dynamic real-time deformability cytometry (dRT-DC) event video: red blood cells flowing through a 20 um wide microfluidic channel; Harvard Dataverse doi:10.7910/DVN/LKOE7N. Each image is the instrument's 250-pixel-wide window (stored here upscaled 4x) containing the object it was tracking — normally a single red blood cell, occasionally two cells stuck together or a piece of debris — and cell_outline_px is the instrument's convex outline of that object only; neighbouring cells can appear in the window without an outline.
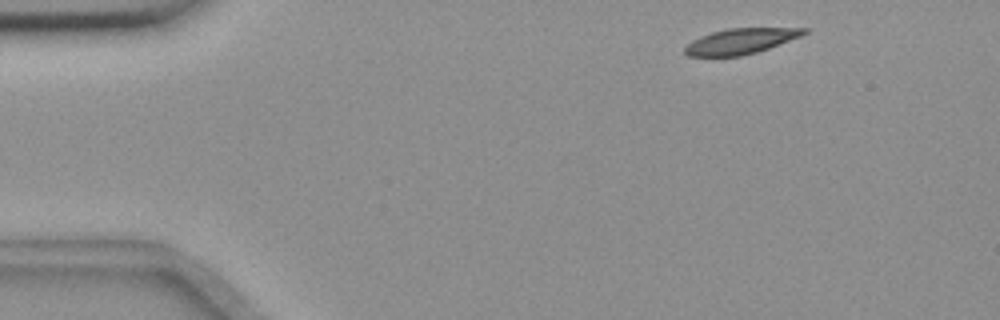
{"species": "common noctule bat (a hibernating species)", "species_latin": "Nyctalus noctula", "temperature_condition": "room temperature", "stored_images_in_passage": 51, "camera_frame_rate_fps": 3000, "um_per_image_px": 0.085, "animal": {"sex": "female", "body_mass_g": 18.4}, "frame": {"image": 1, "passage_image": 2, "time_ms": 0.333, "image_size_px": [1000, 320], "cell_outline_px": [[808, 32], [800, 36], [768, 48], [756, 52], [740, 56], [688, 56], [684, 52], [684, 48], [692, 40], [700, 36], [712, 32], [728, 28], [808, 28]], "centroid_in_image_um": [62.93, 3.5], "position_along_channel_um": 22.1, "area_um2": 17.51}}
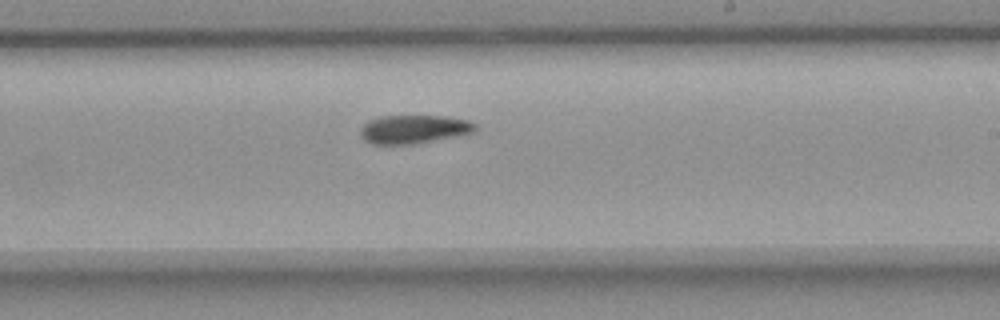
{"frame": {"image": 2, "passage_image": 28, "time_ms": 9.0, "image_size_px": [1000, 320], "cell_outline_px": [[476, 132], [416, 144], [372, 144], [364, 140], [360, 132], [360, 128], [368, 120], [380, 116], [444, 116], [468, 120], [476, 124]], "centroid_in_image_um": [35.18, 10.98], "position_along_channel_um": 253.8, "area_um2": 19.19}}
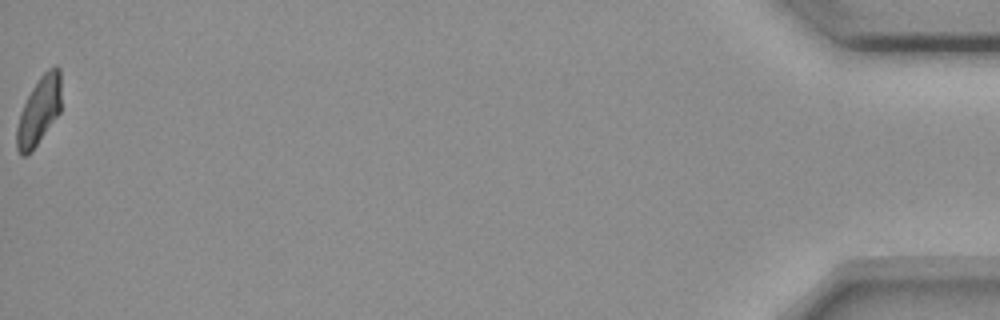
{"frame": {"image": 3, "passage_image": 51, "time_ms": 16.667, "image_size_px": [1000, 320], "cell_outline_px": [[60, 112], [36, 144], [24, 156], [20, 156], [16, 148], [16, 128], [20, 112], [32, 88], [40, 76], [48, 68], [56, 64], [60, 68]], "centroid_in_image_um": [3.31, 9.37], "position_along_channel_um": 431.9, "area_um2": 17.34}, "authors_computed_cell_mechanics": {"area_um2": 19.1318, "velocity_mm_per_s": 3.6177, "shape_relaxation_time_tau1_ms": 5.5219, "shape_relaxation_time_tau2_ms": null, "deformation_change_tau1": 0.1618, "deformation_change_tau2": null}}